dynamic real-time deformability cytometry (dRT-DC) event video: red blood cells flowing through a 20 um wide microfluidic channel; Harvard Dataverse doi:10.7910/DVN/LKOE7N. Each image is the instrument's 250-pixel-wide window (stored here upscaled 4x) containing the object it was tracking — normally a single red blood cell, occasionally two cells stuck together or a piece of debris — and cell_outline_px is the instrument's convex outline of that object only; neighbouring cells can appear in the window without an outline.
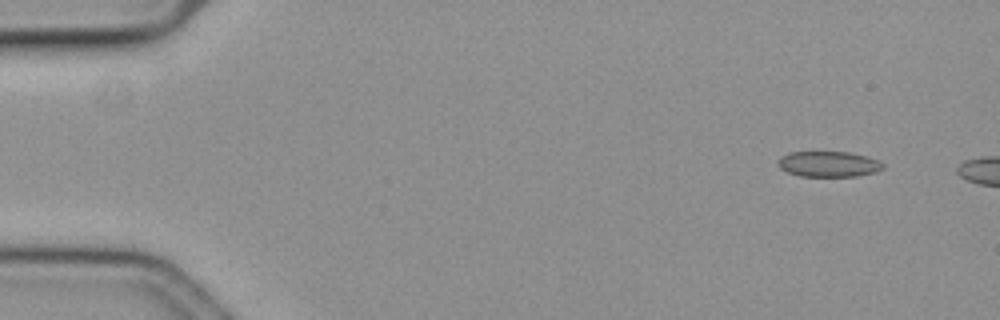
{"species": "common noctule bat (a hibernating species)", "species_latin": "Nyctalus noctula", "temperature_condition": "cold", "stored_images_in_passage": 5, "camera_frame_rate_fps": 3000, "um_per_image_px": 0.085, "animal": {"sex": "female", "body_mass_g": 19.3, "forearm_length_mm": 54.1}, "frame": {"image": 1, "passage_image": 1, "time_ms": 0.0, "image_size_px": [1000, 320], "cell_outline_px": [[884, 168], [876, 172], [856, 176], [800, 176], [788, 172], [780, 168], [780, 160], [788, 152], [848, 152], [868, 156], [884, 164]], "centroid_in_image_um": [70.48, 13.95], "position_along_channel_um": 14.5, "area_um2": 15.43}}